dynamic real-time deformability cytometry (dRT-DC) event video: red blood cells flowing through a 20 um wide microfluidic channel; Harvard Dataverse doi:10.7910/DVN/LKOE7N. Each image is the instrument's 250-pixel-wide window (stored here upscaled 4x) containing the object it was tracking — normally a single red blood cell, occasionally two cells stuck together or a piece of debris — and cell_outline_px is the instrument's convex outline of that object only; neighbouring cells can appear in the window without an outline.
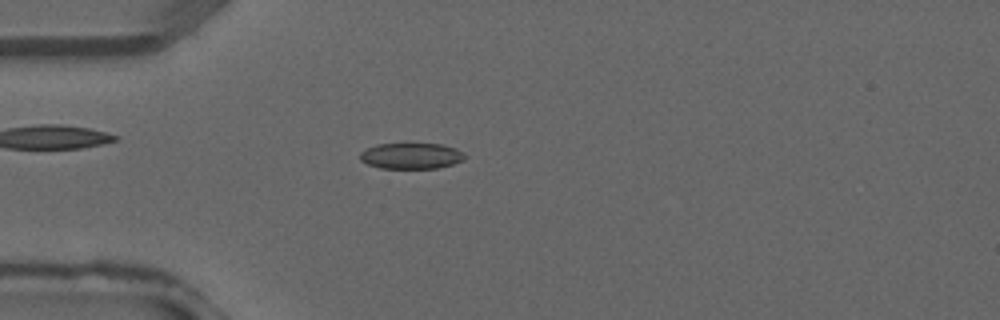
{"species": "common noctule bat (a hibernating species)", "species_latin": "Nyctalus noctula", "temperature_condition": "warm", "stored_images_in_passage": 38, "camera_frame_rate_fps": 3000, "um_per_image_px": 0.085, "animal": {"sex": "male", "forearm_length_mm": 52.5}, "frame": {"image": 1, "passage_image": 11, "time_ms": 3.333, "image_size_px": [1000, 320], "cell_outline_px": [[468, 156], [464, 160], [452, 164], [436, 168], [380, 168], [368, 164], [360, 160], [360, 152], [376, 144], [440, 144], [456, 148], [464, 152]], "centroid_in_image_um": [34.98, 13.25], "position_along_channel_um": 50.0, "area_um2": 15.84}}
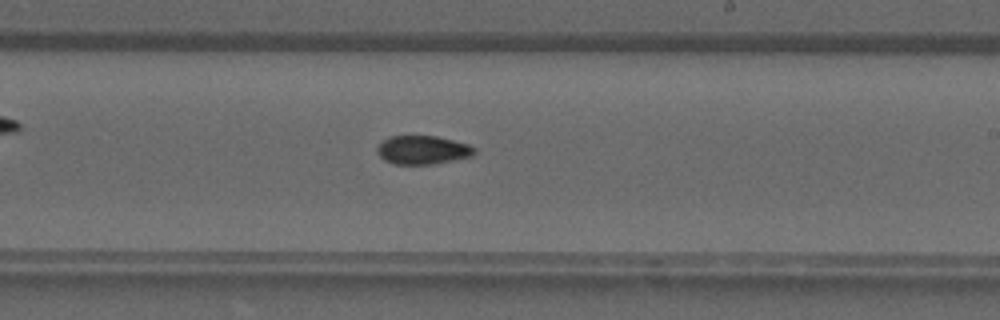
{"frame": {"image": 2, "passage_image": 23, "time_ms": 7.333, "image_size_px": [1000, 320], "cell_outline_px": [[476, 152], [472, 156], [432, 164], [396, 164], [384, 160], [376, 152], [376, 148], [384, 140], [392, 136], [436, 136], [468, 144], [476, 148]], "centroid_in_image_um": [35.93, 12.75], "position_along_channel_um": 253.1, "area_um2": 16.07}}
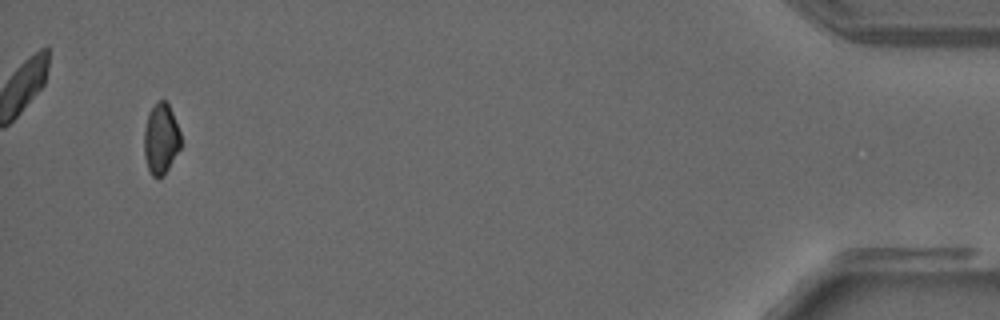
{"frame": {"image": 3, "passage_image": 37, "time_ms": 12.0, "image_size_px": [1000, 320], "cell_outline_px": [[180, 148], [164, 176], [152, 176], [148, 168], [144, 156], [144, 128], [148, 112], [160, 100], [164, 100], [168, 104], [172, 112], [180, 132]], "centroid_in_image_um": [13.66, 11.81], "position_along_channel_um": 421.5, "area_um2": 14.97}}